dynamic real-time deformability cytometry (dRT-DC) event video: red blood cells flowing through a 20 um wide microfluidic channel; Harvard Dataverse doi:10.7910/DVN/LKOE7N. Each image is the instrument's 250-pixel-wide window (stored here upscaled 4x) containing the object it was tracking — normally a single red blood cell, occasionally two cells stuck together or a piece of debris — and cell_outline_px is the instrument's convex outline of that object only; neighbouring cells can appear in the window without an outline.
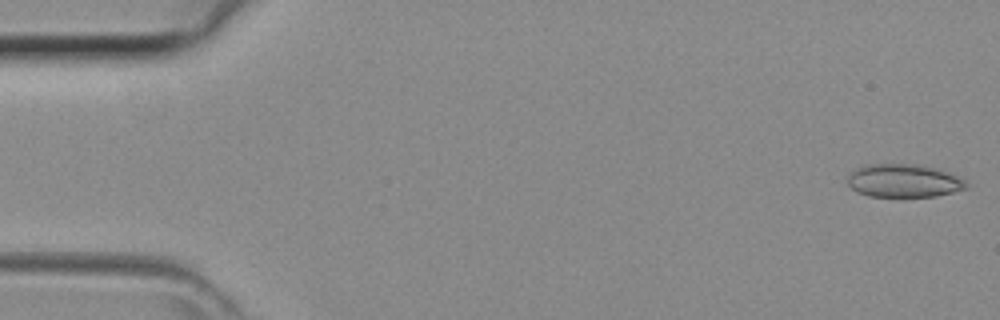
{"species": "common noctule bat (a hibernating species)", "species_latin": "Nyctalus noctula", "temperature_condition": "room temperature", "stored_images_in_passage": 23, "camera_frame_rate_fps": 3000, "um_per_image_px": 0.085, "animal": {"sex": "female", "body_mass_g": 29.2, "forearm_length_mm": 56.3}, "frame": {"image": 1, "passage_image": 1, "time_ms": 0.0, "image_size_px": [1000, 320], "cell_outline_px": [[968, 188], [936, 196], [868, 196], [856, 192], [848, 184], [848, 176], [856, 168], [864, 164], [916, 164], [948, 172], [964, 180], [968, 184]], "centroid_in_image_um": [76.79, 15.36], "position_along_channel_um": 8.2, "area_um2": 22.77}}
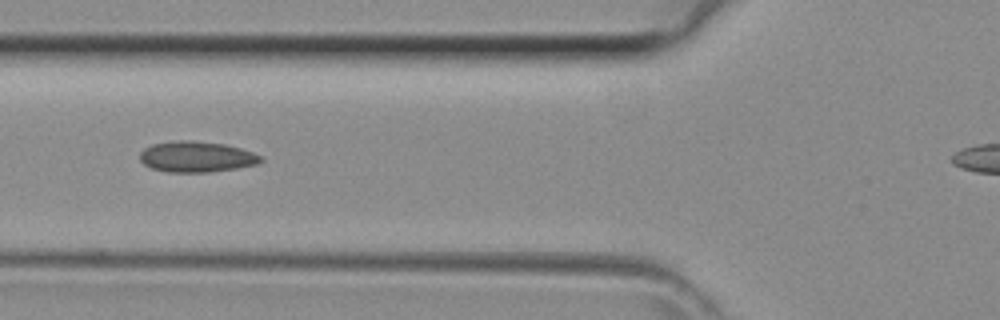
{"frame": {"image": 2, "passage_image": 16, "time_ms": 5.0, "image_size_px": [1000, 320], "cell_outline_px": [[264, 160], [256, 164], [236, 168], [208, 172], [168, 172], [152, 168], [144, 164], [140, 160], [140, 152], [144, 148], [152, 144], [180, 140], [188, 140], [224, 144], [240, 148], [264, 156]], "centroid_in_image_um": [16.71, 13.32], "position_along_channel_um": 109.1, "area_um2": 21.62}}
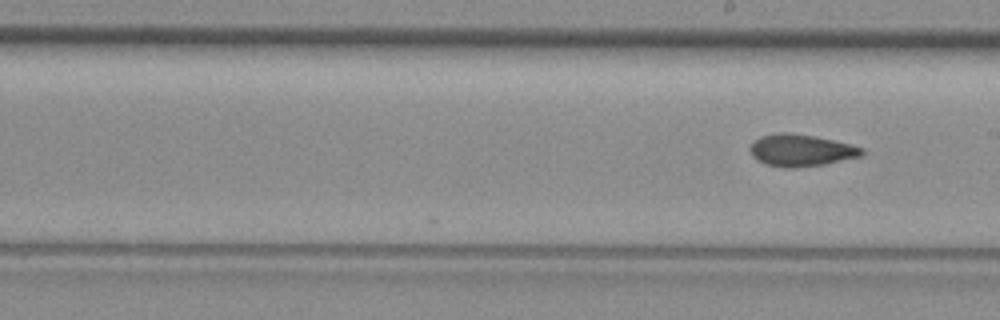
{"frame": {"image": 3, "passage_image": 23, "time_ms": 7.333, "image_size_px": [1000, 320], "cell_outline_px": [[864, 152], [860, 156], [824, 164], [796, 168], [784, 168], [764, 164], [756, 160], [752, 156], [748, 148], [760, 136], [780, 132], [784, 132], [812, 136], [832, 140], [864, 148]], "centroid_in_image_um": [68.03, 12.79], "position_along_channel_um": 221.0, "area_um2": 20.69}}